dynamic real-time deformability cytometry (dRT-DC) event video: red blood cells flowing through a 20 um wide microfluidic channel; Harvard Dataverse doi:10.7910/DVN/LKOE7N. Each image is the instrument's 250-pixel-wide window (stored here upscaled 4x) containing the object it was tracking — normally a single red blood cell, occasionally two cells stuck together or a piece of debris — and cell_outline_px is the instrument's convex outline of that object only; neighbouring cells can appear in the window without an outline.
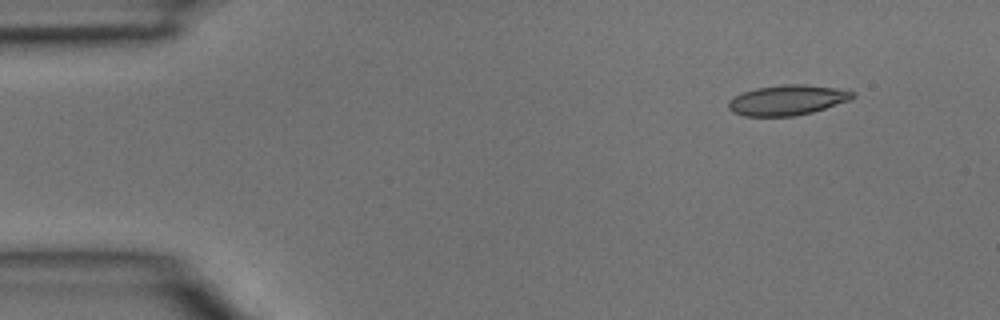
{"species": "common noctule bat (a hibernating species)", "species_latin": "Nyctalus noctula", "temperature_condition": "room temperature", "stored_images_in_passage": 3, "camera_frame_rate_fps": 3000, "um_per_image_px": 0.085, "animal": {"sex": "male", "body_mass_g": 15.6}, "frame": {"image": 1, "passage_image": 1, "time_ms": 0.0, "image_size_px": [1000, 320], "cell_outline_px": [[856, 96], [852, 100], [812, 112], [792, 116], [744, 116], [732, 112], [728, 108], [728, 100], [744, 92], [756, 88], [784, 84], [804, 84], [840, 88], [856, 92]], "centroid_in_image_um": [66.98, 8.5], "position_along_channel_um": 18.0, "area_um2": 22.02}}
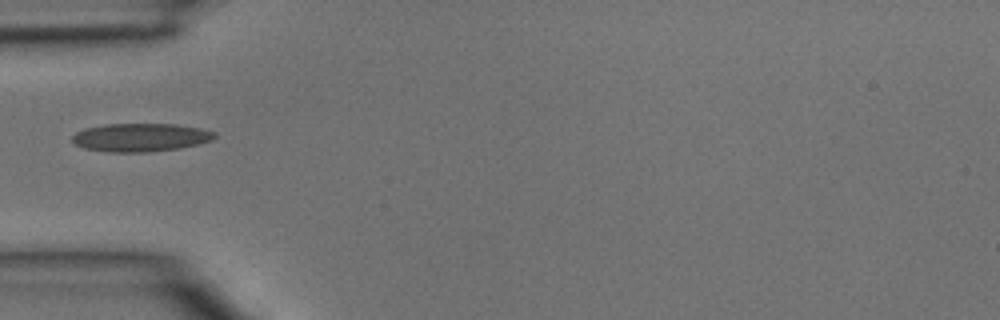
{"frame": {"image": 2, "passage_image": 3, "time_ms": 0.667, "image_size_px": [1000, 320], "cell_outline_px": [[216, 136], [212, 140], [200, 144], [180, 148], [148, 152], [108, 152], [84, 148], [76, 144], [72, 140], [72, 136], [76, 132], [84, 128], [108, 124], [176, 124], [200, 128], [216, 132]], "centroid_in_image_um": [11.97, 11.68], "position_along_channel_um": 73.0, "area_um2": 23.52}}